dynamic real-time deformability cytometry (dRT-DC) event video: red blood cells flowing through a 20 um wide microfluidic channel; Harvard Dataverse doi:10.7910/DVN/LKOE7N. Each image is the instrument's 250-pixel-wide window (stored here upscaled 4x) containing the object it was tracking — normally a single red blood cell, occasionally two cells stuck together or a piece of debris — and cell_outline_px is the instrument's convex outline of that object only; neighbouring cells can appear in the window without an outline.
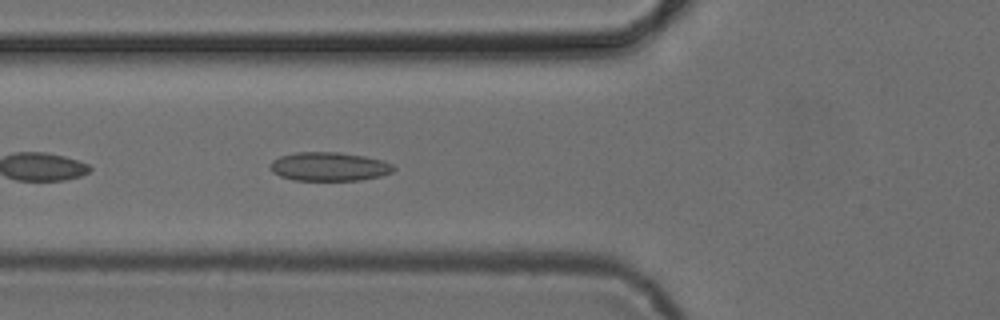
{"species": "common noctule bat (a hibernating species)", "species_latin": "Nyctalus noctula", "temperature_condition": "cold", "stored_images_in_passage": 38, "camera_frame_rate_fps": 3000, "um_per_image_px": 0.085, "animal": {"sex": "female", "body_mass_g": 24.6, "forearm_length_mm": 56.2}, "frame": {"image": 1, "passage_image": 19, "time_ms": 6.0, "image_size_px": [1000, 320], "cell_outline_px": [[396, 168], [392, 172], [380, 176], [360, 180], [292, 180], [280, 176], [272, 172], [268, 164], [272, 160], [280, 156], [296, 152], [340, 152], [364, 156], [384, 160], [392, 164]], "centroid_in_image_um": [27.96, 14.15], "position_along_channel_um": 97.8, "area_um2": 20.87}}
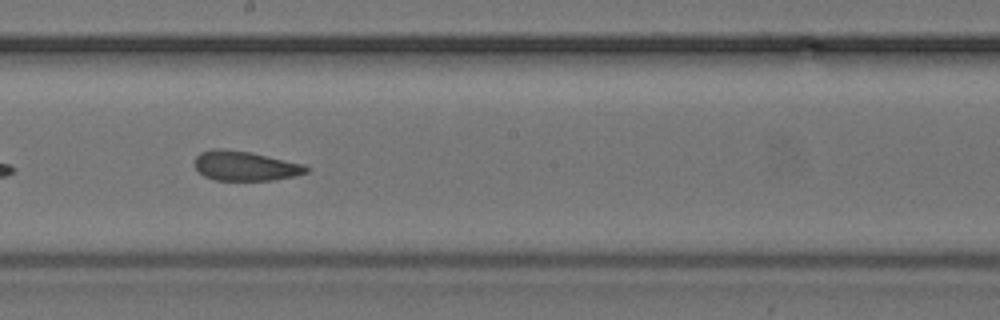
{"frame": {"image": 2, "passage_image": 29, "time_ms": 9.333, "image_size_px": [1000, 320], "cell_outline_px": [[308, 172], [292, 176], [272, 180], [216, 180], [204, 176], [196, 168], [196, 156], [200, 152], [212, 148], [224, 148], [252, 152], [304, 164], [308, 168]], "centroid_in_image_um": [20.82, 14.08], "position_along_channel_um": 227.4, "area_um2": 19.25}}
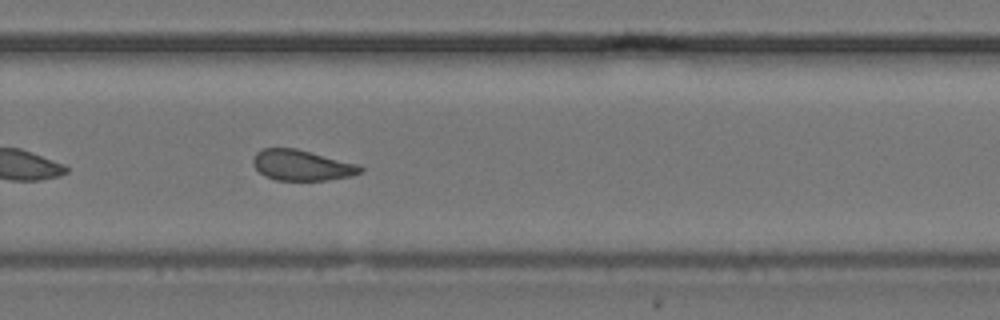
{"frame": {"image": 3, "passage_image": 35, "time_ms": 11.333, "image_size_px": [1000, 320], "cell_outline_px": [[364, 172], [352, 176], [328, 180], [276, 180], [260, 172], [252, 164], [252, 156], [260, 148], [296, 148], [360, 164], [364, 168]], "centroid_in_image_um": [25.69, 14.03], "position_along_channel_um": 304.1, "area_um2": 19.42}}